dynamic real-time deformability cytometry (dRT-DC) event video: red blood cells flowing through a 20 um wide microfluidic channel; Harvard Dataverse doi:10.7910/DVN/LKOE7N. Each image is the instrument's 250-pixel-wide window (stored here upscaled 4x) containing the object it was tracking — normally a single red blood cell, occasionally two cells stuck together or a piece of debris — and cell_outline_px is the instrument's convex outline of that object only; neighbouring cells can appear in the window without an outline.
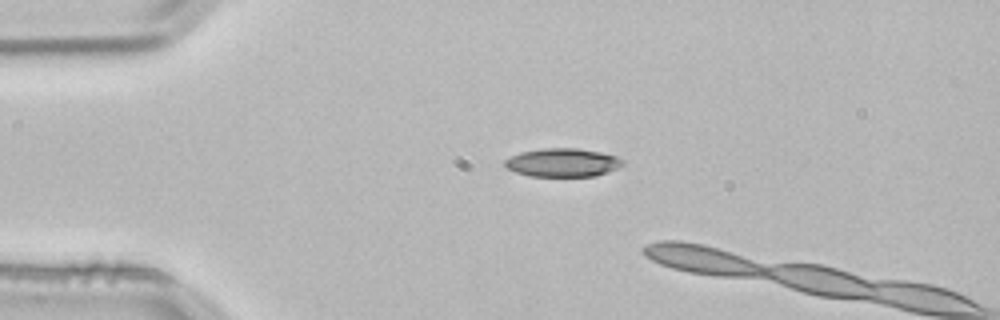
{"species": "common noctule bat (a hibernating species)", "species_latin": "Nyctalus noctula", "temperature_condition": "room temperature", "stored_images_in_passage": 2, "camera_frame_rate_fps": 3000, "um_per_image_px": 0.085, "animal": {"sex": "male", "body_mass_g": 21.5, "forearm_length_mm": 52.0}, "frame": {"image": 1, "passage_image": 1, "time_ms": 0.0, "image_size_px": [1000, 320], "cell_outline_px": [[624, 164], [616, 168], [596, 176], [528, 176], [516, 172], [508, 168], [504, 164], [504, 160], [520, 152], [544, 148], [576, 148], [600, 152], [616, 156], [624, 160]], "centroid_in_image_um": [47.82, 13.81], "position_along_channel_um": 37.2, "area_um2": 19.42}}